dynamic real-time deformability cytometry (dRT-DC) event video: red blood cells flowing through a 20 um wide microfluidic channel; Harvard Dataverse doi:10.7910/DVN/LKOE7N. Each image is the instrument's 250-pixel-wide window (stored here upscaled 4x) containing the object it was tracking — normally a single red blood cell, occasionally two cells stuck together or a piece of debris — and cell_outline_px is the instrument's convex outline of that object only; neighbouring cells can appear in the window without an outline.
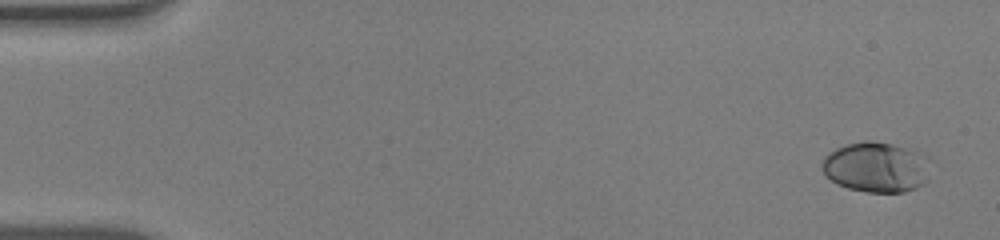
{"species": "human", "species_latin": "Homo sapiens", "temperature_condition": "warm", "stored_images_in_passage": 52, "camera_frame_rate_fps": 3000, "um_per_image_px": 0.085, "donor": {"sex": "male"}, "frame": {"image": 1, "passage_image": 1, "time_ms": 0.0, "image_size_px": [1000, 240], "cell_outline_px": [[928, 180], [924, 184], [916, 188], [904, 192], [868, 192], [848, 188], [836, 184], [824, 172], [824, 156], [836, 148], [848, 144], [864, 140], [872, 140], [892, 144], [928, 156]], "centroid_in_image_um": [74.5, 14.21], "position_along_channel_um": 10.5, "area_um2": 31.56}}
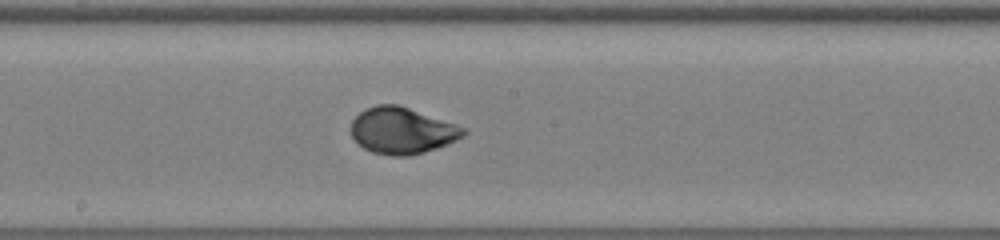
{"frame": {"image": 2, "passage_image": 28, "time_ms": 9.0, "image_size_px": [1000, 240], "cell_outline_px": [[468, 132], [464, 136], [448, 144], [424, 152], [408, 156], [392, 156], [372, 152], [356, 144], [352, 136], [352, 120], [364, 108], [376, 104], [396, 104], [468, 128]], "centroid_in_image_um": [34.17, 11.11], "position_along_channel_um": 214.0, "area_um2": 30.52}}
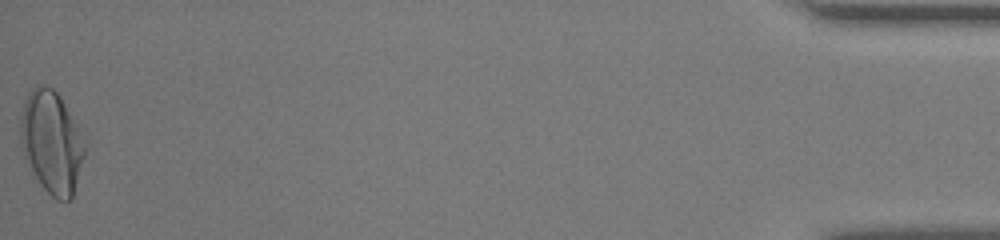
{"frame": {"image": 3, "passage_image": 52, "time_ms": 17.0, "image_size_px": [1000, 240], "cell_outline_px": [[88, 148], [72, 200], [56, 200], [40, 184], [20, 144], [20, 120], [24, 100], [32, 88], [36, 84], [44, 84], [52, 88], [60, 96], [88, 144]], "centroid_in_image_um": [4.43, 12.07], "position_along_channel_um": 430.8, "area_um2": 38.61}, "authors_computed_cell_mechanics": {"area_um2": 30.0271, "velocity_mm_per_s": 3.9129, "shape_relaxation_time_tau1_ms": 3.3576, "shape_relaxation_time_tau2_ms": null, "deformation_change_tau1": 0.1822, "deformation_change_tau2": null}}